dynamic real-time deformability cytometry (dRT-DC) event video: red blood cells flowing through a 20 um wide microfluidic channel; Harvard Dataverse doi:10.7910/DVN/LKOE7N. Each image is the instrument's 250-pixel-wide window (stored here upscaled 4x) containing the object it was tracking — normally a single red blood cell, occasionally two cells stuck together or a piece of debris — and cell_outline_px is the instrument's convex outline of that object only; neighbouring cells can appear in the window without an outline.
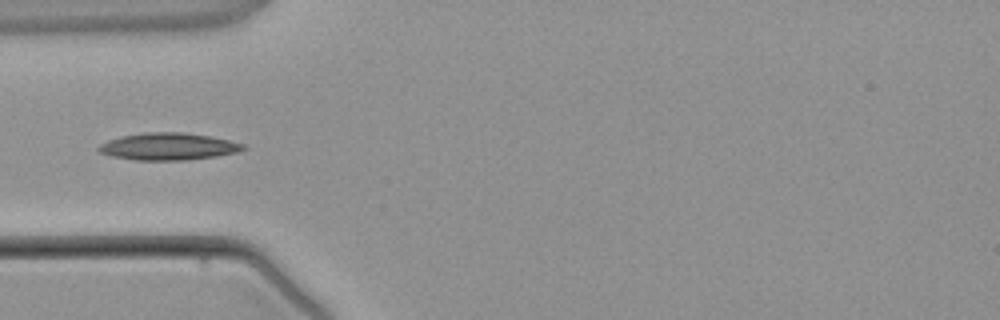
{"species": "common noctule bat (a hibernating species)", "species_latin": "Nyctalus noctula", "temperature_condition": "warm", "stored_images_in_passage": 4, "camera_frame_rate_fps": 3000, "um_per_image_px": 0.085, "animal": {"sex": "male", "body_mass_g": 21.5, "forearm_length_mm": 52.0}, "frame": {"image": 1, "passage_image": 4, "time_ms": 4.0, "image_size_px": [1000, 320], "cell_outline_px": [[248, 148], [236, 152], [216, 156], [188, 160], [136, 160], [112, 156], [100, 152], [96, 148], [100, 144], [108, 140], [120, 136], [144, 132], [184, 132], [208, 136], [228, 140], [244, 144]], "centroid_in_image_um": [14.29, 12.45], "position_along_channel_um": 70.7, "area_um2": 22.83}}